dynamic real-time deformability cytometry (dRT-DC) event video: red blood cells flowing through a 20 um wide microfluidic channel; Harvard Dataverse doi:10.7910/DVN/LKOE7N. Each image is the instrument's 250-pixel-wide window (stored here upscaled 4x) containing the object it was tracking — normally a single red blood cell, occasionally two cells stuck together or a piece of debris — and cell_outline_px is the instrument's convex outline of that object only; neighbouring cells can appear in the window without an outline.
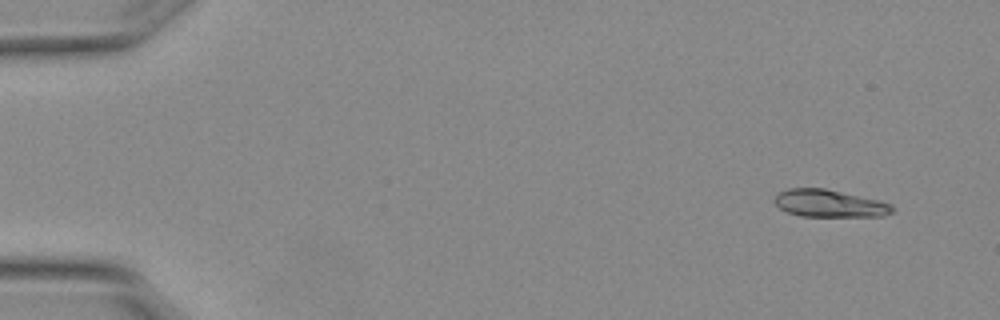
{"species": "Egyptian fruit bat (a non-hibernating species)", "species_latin": "Rousettus aegyptiacus", "temperature_condition": "warm", "stored_images_in_passage": 4, "camera_frame_rate_fps": 3000, "um_per_image_px": 0.085, "animal": {"sex": "female"}, "frame": {"image": 1, "passage_image": 1, "time_ms": 0.0, "image_size_px": [1000, 320], "cell_outline_px": [[896, 212], [884, 216], [800, 216], [788, 212], [780, 208], [772, 200], [780, 192], [788, 188], [824, 188], [880, 200], [892, 204], [896, 208]], "centroid_in_image_um": [70.56, 17.29], "position_along_channel_um": 14.4, "area_um2": 18.96}}
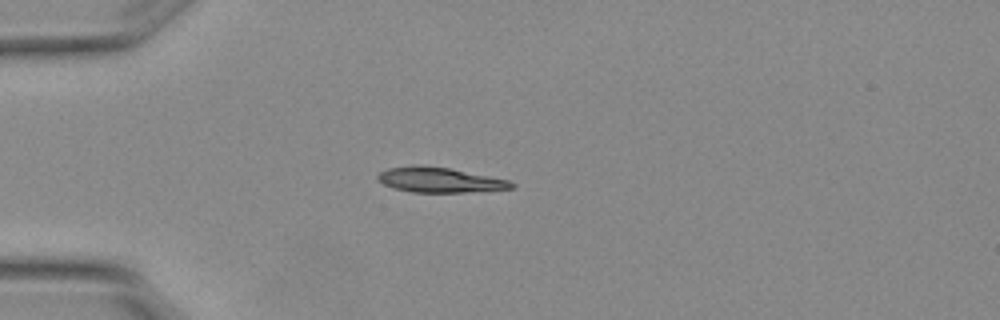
{"frame": {"image": 2, "passage_image": 4, "time_ms": 1.0, "image_size_px": [1000, 320], "cell_outline_px": [[516, 188], [464, 192], [412, 192], [392, 188], [376, 180], [376, 176], [380, 172], [388, 168], [448, 168], [508, 180], [516, 184]], "centroid_in_image_um": [37.4, 15.34], "position_along_channel_um": 47.6, "area_um2": 18.61}}